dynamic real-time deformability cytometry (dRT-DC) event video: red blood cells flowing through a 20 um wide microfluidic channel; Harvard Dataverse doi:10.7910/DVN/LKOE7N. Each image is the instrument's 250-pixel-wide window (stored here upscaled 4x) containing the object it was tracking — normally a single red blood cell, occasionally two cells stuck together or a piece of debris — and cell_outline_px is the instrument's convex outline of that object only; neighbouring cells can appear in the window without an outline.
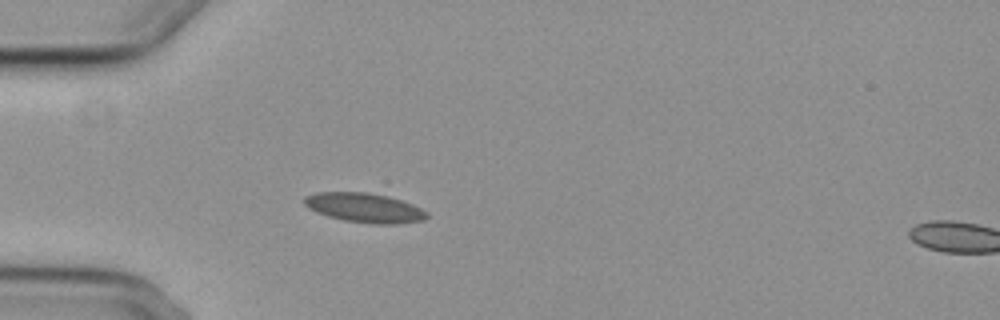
{"species": "common noctule bat (a hibernating species)", "species_latin": "Nyctalus noctula", "temperature_condition": "cold", "stored_images_in_passage": 4, "camera_frame_rate_fps": 3000, "um_per_image_px": 0.085, "animal": {"sex": "female", "body_mass_g": 29.2, "forearm_length_mm": 56.3}, "frame": {"image": 1, "passage_image": 4, "time_ms": 4.333, "image_size_px": [1000, 320], "cell_outline_px": [[428, 216], [424, 220], [400, 224], [372, 224], [344, 220], [328, 216], [316, 212], [308, 208], [304, 204], [304, 196], [316, 192], [368, 192], [388, 196], [412, 204], [428, 212]], "centroid_in_image_um": [30.98, 17.66], "position_along_channel_um": 54.0, "area_um2": 21.15}}